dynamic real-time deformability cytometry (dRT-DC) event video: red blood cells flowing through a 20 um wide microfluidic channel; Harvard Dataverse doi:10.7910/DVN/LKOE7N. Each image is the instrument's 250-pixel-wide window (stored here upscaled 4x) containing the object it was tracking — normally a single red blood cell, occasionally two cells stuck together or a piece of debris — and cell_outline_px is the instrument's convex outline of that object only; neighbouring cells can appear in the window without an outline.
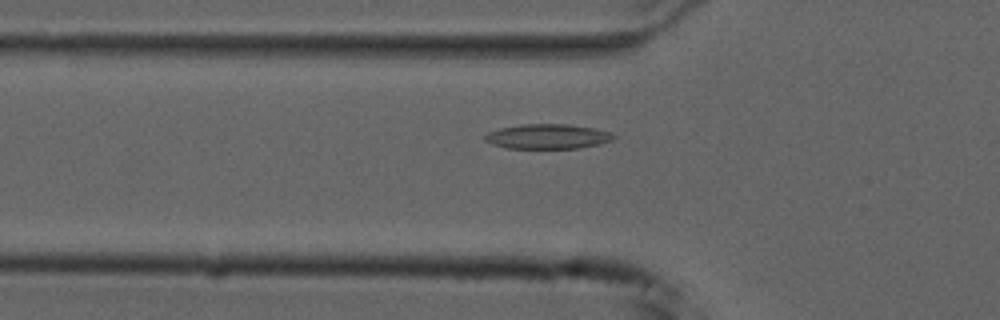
{"species": "common noctule bat (a hibernating species)", "species_latin": "Nyctalus noctula", "temperature_condition": "cold", "stored_images_in_passage": 40, "camera_frame_rate_fps": 3000, "um_per_image_px": 0.085, "animal": {"sex": "male", "forearm_length_mm": 52.5}, "frame": {"image": 1, "passage_image": 19, "time_ms": 6.0, "image_size_px": [1000, 320], "cell_outline_px": [[616, 136], [612, 140], [600, 144], [580, 148], [508, 148], [492, 144], [484, 140], [484, 136], [488, 132], [500, 128], [520, 124], [568, 124], [592, 128], [612, 132]], "centroid_in_image_um": [46.56, 11.6], "position_along_channel_um": 79.2, "area_um2": 18.61}}
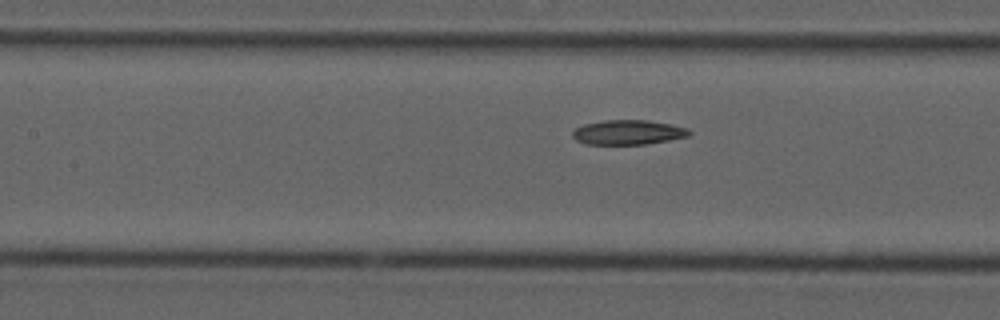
{"frame": {"image": 2, "passage_image": 25, "time_ms": 8.0, "image_size_px": [1000, 320], "cell_outline_px": [[692, 132], [688, 136], [668, 140], [644, 144], [584, 144], [576, 140], [572, 136], [572, 132], [576, 128], [584, 124], [604, 120], [648, 120], [688, 128]], "centroid_in_image_um": [53.36, 11.24], "position_along_channel_um": 154.0, "area_um2": 16.65}}
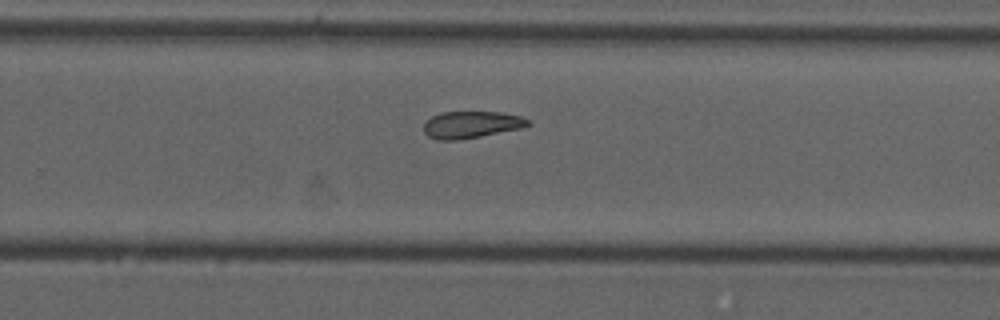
{"frame": {"image": 3, "passage_image": 36, "time_ms": 11.667, "image_size_px": [1000, 320], "cell_outline_px": [[532, 124], [520, 128], [480, 136], [456, 140], [440, 140], [428, 136], [424, 132], [424, 124], [432, 116], [440, 112], [500, 112], [520, 116], [532, 120]], "centroid_in_image_um": [40.08, 10.58], "position_along_channel_um": 289.7, "area_um2": 16.24}}